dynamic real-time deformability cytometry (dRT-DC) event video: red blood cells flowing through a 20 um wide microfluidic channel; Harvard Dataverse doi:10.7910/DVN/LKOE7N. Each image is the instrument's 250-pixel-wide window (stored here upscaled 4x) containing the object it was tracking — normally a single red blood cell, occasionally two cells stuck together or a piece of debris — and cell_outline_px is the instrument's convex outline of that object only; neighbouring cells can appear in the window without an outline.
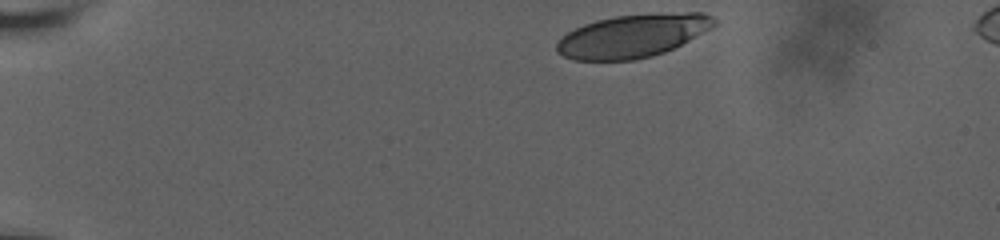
{"species": "human", "species_latin": "Homo sapiens", "temperature_condition": "room temperature", "stored_images_in_passage": 48, "camera_frame_rate_fps": 3000, "um_per_image_px": 0.085, "donor": {"sex": "male"}, "frame": {"image": 1, "passage_image": 1, "time_ms": 0.0, "image_size_px": [1000, 240], "cell_outline_px": [[716, 24], [712, 28], [664, 52], [652, 56], [632, 60], [572, 60], [556, 52], [556, 40], [568, 32], [584, 24], [596, 20], [616, 16], [688, 12], [700, 12], [712, 16], [716, 20]], "centroid_in_image_um": [53.74, 3.05], "position_along_channel_um": 31.3, "area_um2": 39.25}}
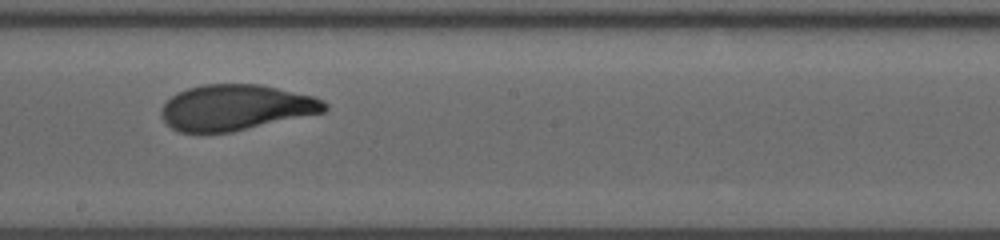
{"frame": {"image": 2, "passage_image": 29, "time_ms": 8.0, "image_size_px": [1000, 240], "cell_outline_px": [[328, 108], [324, 112], [232, 132], [180, 132], [172, 128], [164, 120], [160, 112], [164, 104], [176, 92], [188, 88], [204, 84], [260, 84], [312, 96], [324, 100], [328, 104]], "centroid_in_image_um": [20.05, 9.13], "position_along_channel_um": 228.2, "area_um2": 43.29}}
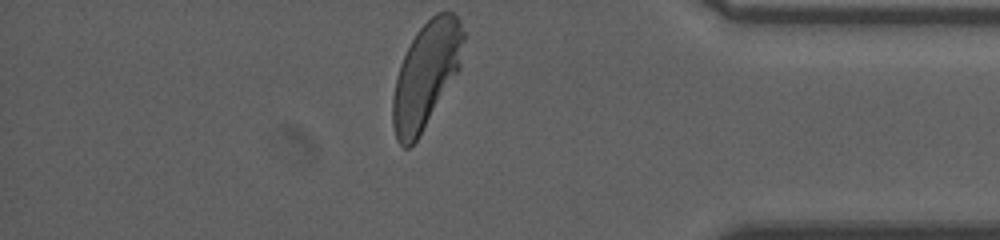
{"frame": {"image": 3, "passage_image": 48, "time_ms": 13.333, "image_size_px": [1000, 240], "cell_outline_px": [[464, 40], [460, 68], [416, 140], [408, 148], [404, 148], [396, 140], [392, 124], [392, 96], [396, 76], [400, 64], [416, 32], [436, 12], [452, 12], [460, 20], [464, 32]], "centroid_in_image_um": [36.2, 6.35], "position_along_channel_um": 399.0, "area_um2": 43.06}, "authors_computed_cell_mechanics": {"area_um2": 44.0147, "velocity_mm_per_s": 3.6113, "shape_relaxation_time_tau1_ms": 5.2259, "shape_relaxation_time_tau2_ms": 0.9322, "deformation_change_tau1": 0.1861, "deformation_change_tau2": 0.0667}}